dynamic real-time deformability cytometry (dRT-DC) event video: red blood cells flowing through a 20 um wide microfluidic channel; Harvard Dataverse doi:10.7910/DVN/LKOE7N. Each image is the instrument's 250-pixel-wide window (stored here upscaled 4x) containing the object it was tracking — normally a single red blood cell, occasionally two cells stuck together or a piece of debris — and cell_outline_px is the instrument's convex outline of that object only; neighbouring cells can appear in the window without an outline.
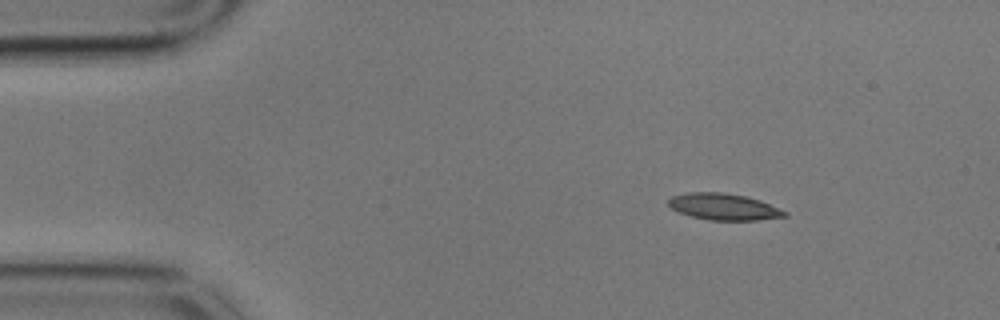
{"species": "common noctule bat (a hibernating species)", "species_latin": "Nyctalus noctula", "temperature_condition": "cold", "stored_images_in_passage": 49, "camera_frame_rate_fps": 3000, "um_per_image_px": 0.085, "animal": {"sex": "male", "body_mass_g": 17.9}, "frame": {"image": 1, "passage_image": 1, "time_ms": 0.0, "image_size_px": [1000, 320], "cell_outline_px": [[788, 216], [756, 220], [708, 220], [692, 216], [680, 212], [672, 208], [668, 204], [668, 200], [672, 196], [688, 192], [724, 192], [744, 196], [760, 200], [788, 212]], "centroid_in_image_um": [61.53, 17.57], "position_along_channel_um": 23.5, "area_um2": 17.86}}
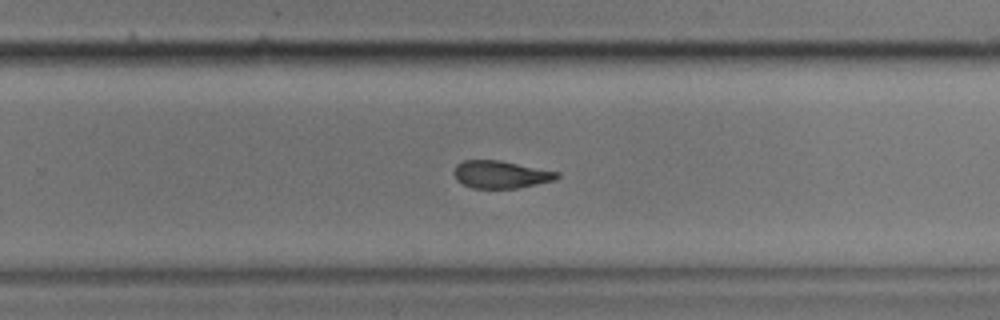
{"frame": {"image": 2, "passage_image": 29, "time_ms": 9.333, "image_size_px": [1000, 320], "cell_outline_px": [[560, 176], [556, 180], [516, 188], [472, 188], [456, 180], [452, 172], [456, 164], [464, 160], [500, 160], [560, 172]], "centroid_in_image_um": [42.55, 14.82], "position_along_channel_um": 287.2, "area_um2": 16.65}}
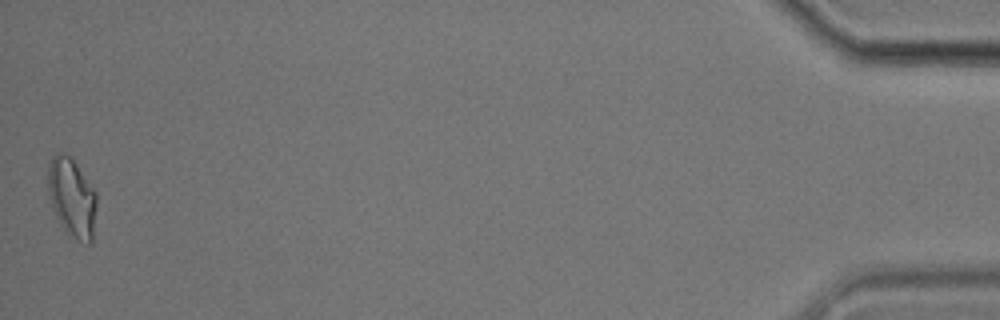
{"frame": {"image": 3, "passage_image": 49, "time_ms": 16.0, "image_size_px": [1000, 320], "cell_outline_px": [[96, 208], [92, 244], [88, 244], [68, 236], [64, 232], [52, 208], [48, 192], [48, 164], [52, 156], [56, 152], [64, 152], [72, 156], [96, 192]], "centroid_in_image_um": [6.11, 16.79], "position_along_channel_um": 429.1, "area_um2": 22.95}, "authors_computed_cell_mechanics": {"area_um2": 17.8024, "velocity_mm_per_s": 3.544, "shape_relaxation_time_tau1_ms": null, "shape_relaxation_time_tau2_ms": 5.9934, "deformation_change_tau1": null, "deformation_change_tau2": 0.1401}}